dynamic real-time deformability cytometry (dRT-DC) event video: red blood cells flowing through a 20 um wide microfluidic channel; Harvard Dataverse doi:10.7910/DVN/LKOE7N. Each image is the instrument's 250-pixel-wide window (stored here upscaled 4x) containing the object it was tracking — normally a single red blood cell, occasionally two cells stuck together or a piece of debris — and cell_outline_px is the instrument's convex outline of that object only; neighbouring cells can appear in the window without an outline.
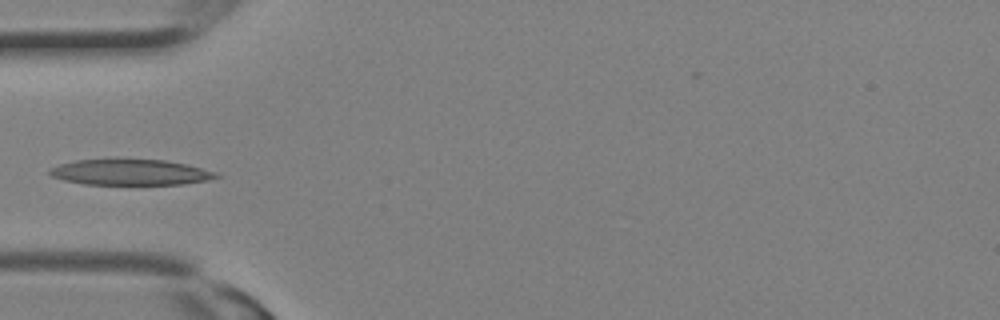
{"species": "Egyptian fruit bat (a non-hibernating species)", "species_latin": "Rousettus aegyptiacus", "temperature_condition": "room temperature", "stored_images_in_passage": 8, "camera_frame_rate_fps": 3000, "um_per_image_px": 0.085, "animal": {"sex": "female"}, "frame": {"image": 1, "passage_image": 5, "time_ms": 1.333, "image_size_px": [1000, 320], "cell_outline_px": [[220, 176], [208, 180], [184, 184], [84, 184], [64, 180], [52, 176], [48, 172], [52, 168], [60, 164], [76, 160], [164, 160], [188, 164], [216, 172]], "centroid_in_image_um": [11.12, 14.65], "position_along_channel_um": 73.9, "area_um2": 24.62}}
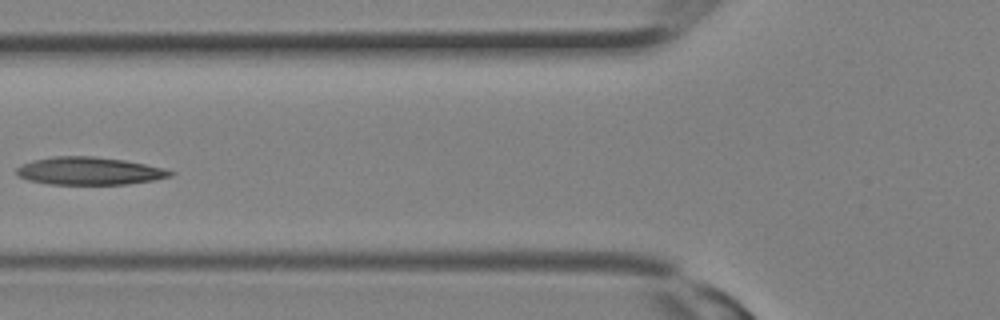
{"frame": {"image": 2, "passage_image": 7, "time_ms": 2.0, "image_size_px": [1000, 320], "cell_outline_px": [[176, 172], [172, 176], [152, 180], [124, 184], [48, 184], [28, 180], [16, 176], [16, 168], [32, 160], [52, 156], [92, 156], [124, 160], [144, 164]], "centroid_in_image_um": [7.53, 14.53], "position_along_channel_um": 118.3, "area_um2": 24.68}}